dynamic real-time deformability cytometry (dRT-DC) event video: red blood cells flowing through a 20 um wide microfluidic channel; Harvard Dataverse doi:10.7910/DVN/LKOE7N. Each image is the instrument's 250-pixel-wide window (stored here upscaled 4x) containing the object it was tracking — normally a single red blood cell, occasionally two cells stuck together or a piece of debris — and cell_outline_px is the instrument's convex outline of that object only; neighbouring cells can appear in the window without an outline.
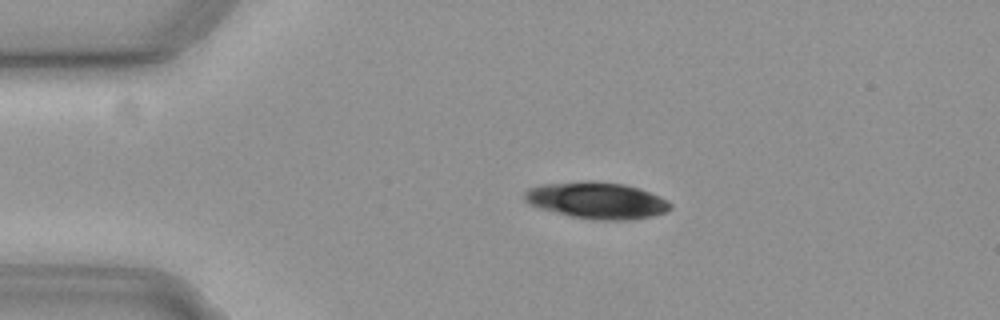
{"species": "common noctule bat (a hibernating species)", "species_latin": "Nyctalus noctula", "temperature_condition": "cold", "stored_images_in_passage": 47, "camera_frame_rate_fps": 3000, "um_per_image_px": 0.085, "animal": {"sex": "female", "body_mass_g": 19.3, "forearm_length_mm": 54.1}, "frame": {"image": 1, "passage_image": 11, "time_ms": 3.333, "image_size_px": [1000, 320], "cell_outline_px": [[672, 208], [664, 212], [652, 216], [628, 220], [596, 220], [572, 216], [540, 208], [524, 200], [524, 192], [528, 188], [544, 184], [624, 184], [660, 196], [672, 204]], "centroid_in_image_um": [50.77, 17.09], "position_along_channel_um": 34.2, "area_um2": 29.65}}
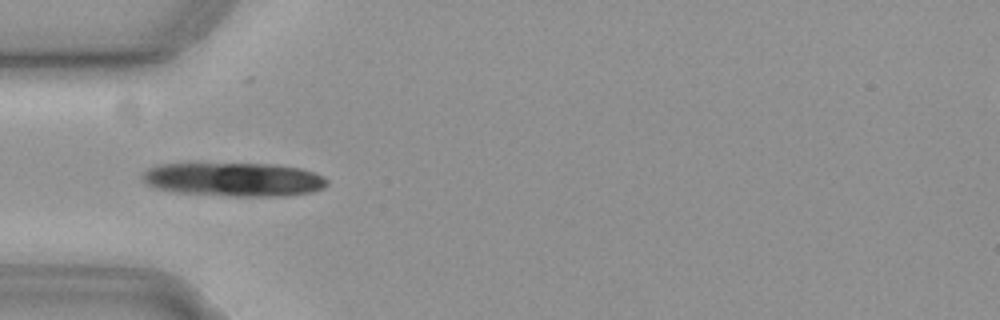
{"frame": {"image": 2, "passage_image": 17, "time_ms": 5.333, "image_size_px": [1000, 320], "cell_outline_px": [[328, 184], [324, 188], [312, 192], [284, 196], [228, 196], [176, 192], [156, 188], [148, 184], [140, 176], [148, 168], [160, 164], [272, 164], [300, 168], [324, 176], [328, 180]], "centroid_in_image_um": [19.91, 15.26], "position_along_channel_um": 65.1, "area_um2": 36.3}}